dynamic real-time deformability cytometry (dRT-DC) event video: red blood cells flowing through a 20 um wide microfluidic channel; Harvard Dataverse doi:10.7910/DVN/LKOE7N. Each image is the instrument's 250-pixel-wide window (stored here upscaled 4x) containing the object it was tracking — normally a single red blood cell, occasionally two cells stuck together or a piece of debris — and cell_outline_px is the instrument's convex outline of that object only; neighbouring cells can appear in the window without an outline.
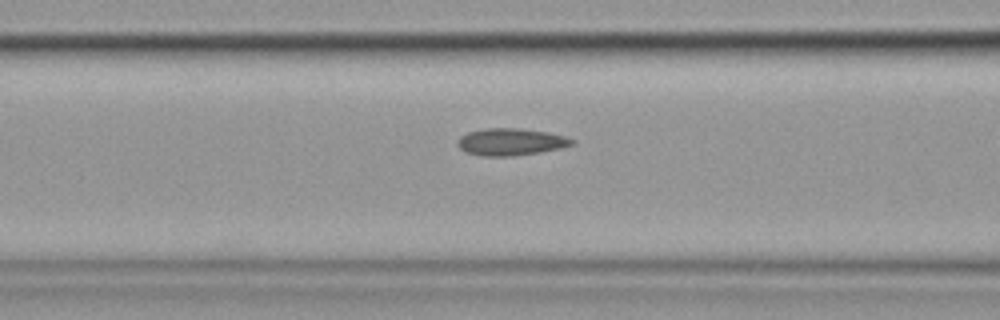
{"species": "common noctule bat (a hibernating species)", "species_latin": "Nyctalus noctula", "temperature_condition": "cold", "stored_images_in_passage": 16, "camera_frame_rate_fps": 3000, "um_per_image_px": 0.085, "animal": {"sex": "female", "body_mass_g": 19.9}, "frame": {"image": 1, "passage_image": 14, "time_ms": 4.333, "image_size_px": [1000, 320], "cell_outline_px": [[576, 140], [572, 144], [560, 148], [540, 152], [512, 156], [484, 156], [468, 152], [460, 148], [456, 144], [456, 140], [460, 136], [468, 132], [484, 128], [520, 128], [548, 132], [564, 136]], "centroid_in_image_um": [43.4, 12.05], "position_along_channel_um": 123.2, "area_um2": 18.03}}